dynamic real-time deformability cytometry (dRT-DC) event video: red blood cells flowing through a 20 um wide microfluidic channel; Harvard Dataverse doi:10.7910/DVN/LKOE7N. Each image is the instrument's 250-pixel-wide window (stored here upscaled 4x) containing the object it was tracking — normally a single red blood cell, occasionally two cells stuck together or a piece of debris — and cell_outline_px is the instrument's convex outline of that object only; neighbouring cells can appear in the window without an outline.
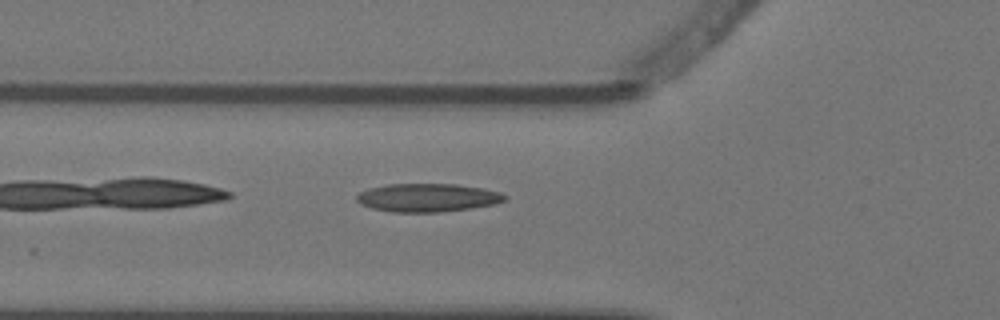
{"species": "Egyptian fruit bat (a non-hibernating species)", "species_latin": "Rousettus aegyptiacus", "temperature_condition": "warm", "stored_images_in_passage": 5, "camera_frame_rate_fps": 3000, "um_per_image_px": 0.085, "animal": {"sex": "female"}, "frame": {"image": 1, "passage_image": 5, "time_ms": 1.333, "image_size_px": [1000, 320], "cell_outline_px": [[508, 196], [504, 200], [496, 204], [472, 208], [440, 212], [392, 212], [372, 208], [360, 204], [356, 200], [356, 196], [360, 192], [368, 188], [388, 184], [456, 184], [484, 188], [500, 192]], "centroid_in_image_um": [36.35, 16.8], "position_along_channel_um": 89.4, "area_um2": 24.57}}